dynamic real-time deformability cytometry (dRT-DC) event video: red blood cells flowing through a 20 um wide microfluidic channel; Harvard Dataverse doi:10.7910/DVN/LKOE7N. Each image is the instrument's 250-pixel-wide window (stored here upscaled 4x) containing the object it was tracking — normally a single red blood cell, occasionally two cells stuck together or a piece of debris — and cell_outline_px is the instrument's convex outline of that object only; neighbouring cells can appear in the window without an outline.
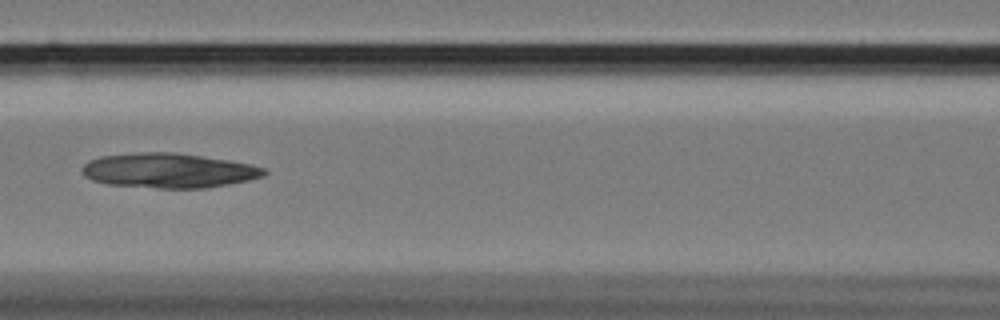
{"species": "Egyptian fruit bat (a non-hibernating species)", "species_latin": "Rousettus aegyptiacus", "temperature_condition": "cold", "stored_images_in_passage": 45, "camera_frame_rate_fps": 3000, "um_per_image_px": 0.085, "animal": {"sex": "female"}, "frame": {"image": 1, "passage_image": 13, "time_ms": 4.0, "image_size_px": [1000, 320], "cell_outline_px": [[268, 172], [264, 176], [248, 180], [208, 188], [156, 188], [108, 184], [92, 180], [84, 176], [80, 168], [88, 160], [100, 156], [136, 152], [172, 152], [228, 160], [252, 164], [264, 168]], "centroid_in_image_um": [14.31, 14.49], "position_along_channel_um": 152.3, "area_um2": 36.93}}
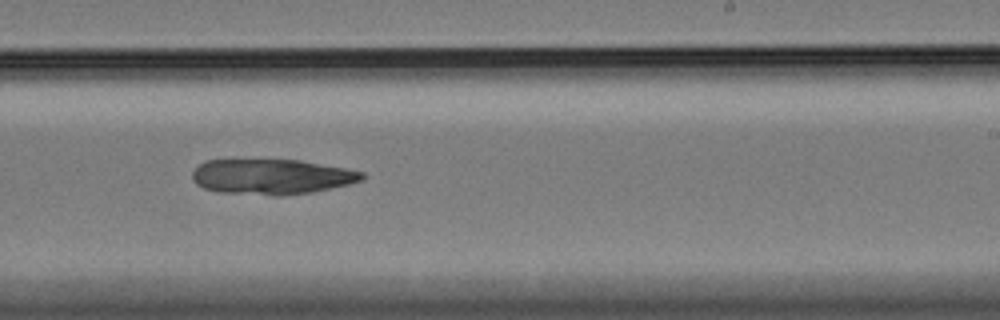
{"frame": {"image": 2, "passage_image": 23, "time_ms": 7.333, "image_size_px": [1000, 320], "cell_outline_px": [[364, 180], [332, 188], [312, 192], [280, 196], [276, 196], [220, 192], [204, 188], [196, 184], [192, 180], [192, 172], [204, 160], [300, 160], [344, 168], [364, 172]], "centroid_in_image_um": [23.08, 15.02], "position_along_channel_um": 265.9, "area_um2": 34.91}}
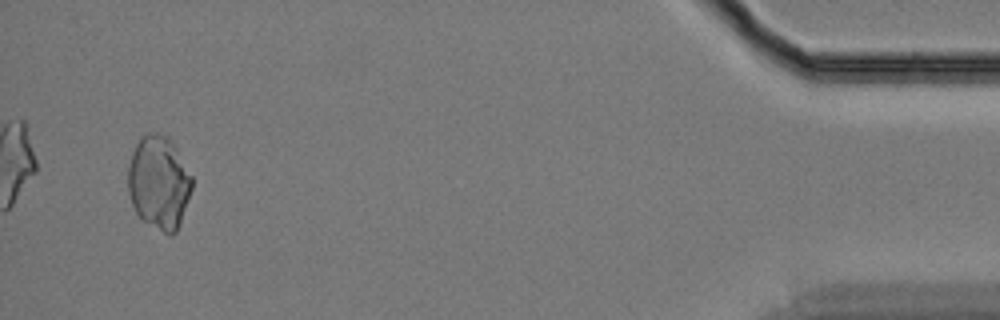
{"frame": {"image": 3, "passage_image": 43, "time_ms": 14.0, "image_size_px": [1000, 320], "cell_outline_px": [[192, 188], [180, 224], [176, 232], [172, 236], [168, 236], [144, 220], [136, 212], [132, 204], [128, 192], [128, 168], [132, 152], [140, 136], [148, 132], [160, 132], [168, 136], [176, 148], [192, 176]], "centroid_in_image_um": [13.51, 15.49], "position_along_channel_um": 421.7, "area_um2": 34.97}}